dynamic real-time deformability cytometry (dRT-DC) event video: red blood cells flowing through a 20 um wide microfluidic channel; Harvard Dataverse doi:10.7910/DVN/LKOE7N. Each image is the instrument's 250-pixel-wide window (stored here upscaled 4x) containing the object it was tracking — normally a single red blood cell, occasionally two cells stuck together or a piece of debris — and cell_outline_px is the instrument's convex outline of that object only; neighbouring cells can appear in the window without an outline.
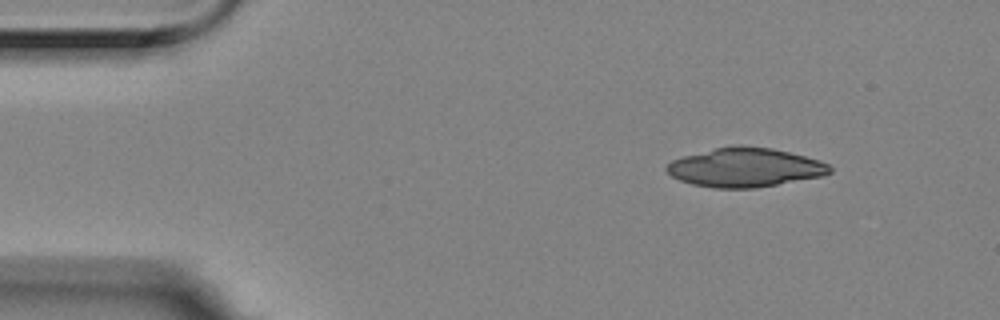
{"species": "Egyptian fruit bat (a non-hibernating species)", "species_latin": "Rousettus aegyptiacus", "temperature_condition": "room temperature", "stored_images_in_passage": 4, "camera_frame_rate_fps": 3000, "um_per_image_px": 0.085, "animal": {"sex": "female"}, "frame": {"image": 1, "passage_image": 1, "time_ms": 0.0, "image_size_px": [1000, 320], "cell_outline_px": [[832, 172], [824, 176], [756, 188], [716, 188], [692, 184], [680, 180], [672, 176], [664, 168], [672, 160], [684, 156], [716, 148], [772, 148], [804, 156], [828, 164], [832, 168]], "centroid_in_image_um": [63.34, 14.27], "position_along_channel_um": 21.7, "area_um2": 36.18}}